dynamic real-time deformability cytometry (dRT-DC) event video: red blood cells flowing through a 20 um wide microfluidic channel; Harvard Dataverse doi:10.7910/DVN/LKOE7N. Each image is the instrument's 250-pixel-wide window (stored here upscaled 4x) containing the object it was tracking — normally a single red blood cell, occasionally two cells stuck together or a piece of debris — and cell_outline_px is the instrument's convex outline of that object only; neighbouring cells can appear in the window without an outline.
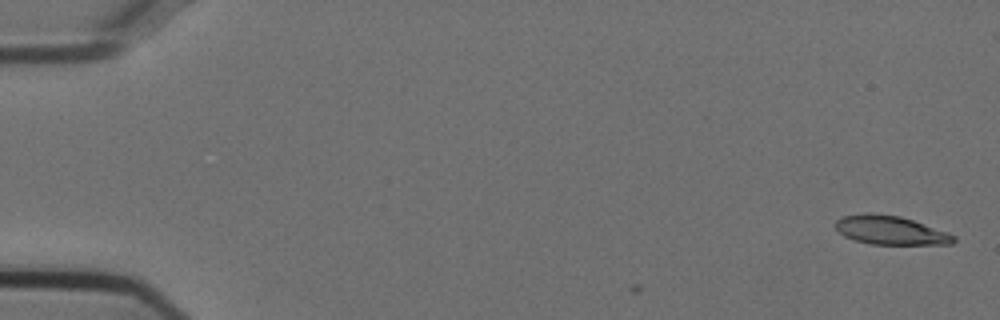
{"species": "Egyptian fruit bat (a non-hibernating species)", "species_latin": "Rousettus aegyptiacus", "temperature_condition": "cold", "stored_images_in_passage": 2, "camera_frame_rate_fps": 3000, "um_per_image_px": 0.085, "animal": {"sex": "female"}, "frame": {"image": 1, "passage_image": 2, "time_ms": 0.333, "image_size_px": [1000, 320], "cell_outline_px": [[956, 240], [952, 244], [872, 244], [856, 240], [844, 236], [832, 224], [836, 220], [844, 216], [868, 212], [900, 216], [948, 232], [956, 236]], "centroid_in_image_um": [75.68, 19.56], "position_along_channel_um": 9.3, "area_um2": 19.77}}